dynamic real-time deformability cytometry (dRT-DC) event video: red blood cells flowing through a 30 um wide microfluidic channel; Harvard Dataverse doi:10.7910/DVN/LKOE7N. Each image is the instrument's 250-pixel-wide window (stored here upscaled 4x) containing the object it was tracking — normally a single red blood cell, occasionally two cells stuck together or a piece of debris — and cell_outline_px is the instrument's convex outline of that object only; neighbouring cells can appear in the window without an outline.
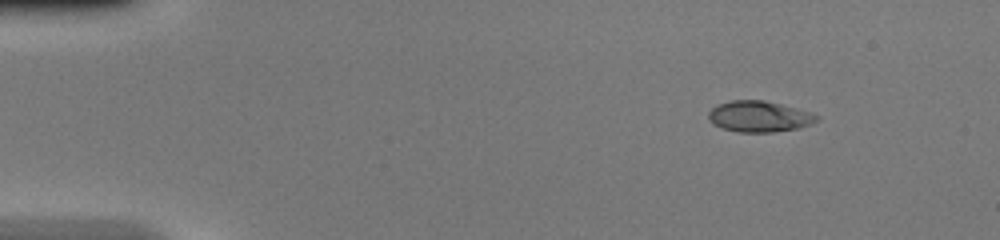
{"species": "common noctule bat (a hibernating species)", "species_latin": "Nyctalus noctula", "temperature_condition": "warm", "stored_images_in_passage": 6, "camera_frame_rate_fps": 3000, "um_per_image_px": 0.085, "animal": {"sex": "female", "body_mass_g": 20.0, "forearm_length_mm": 54.0}, "frame": {"image": 1, "passage_image": 1, "time_ms": 0.0, "image_size_px": [1000, 240], "cell_outline_px": [[820, 116], [812, 124], [800, 128], [772, 132], [736, 132], [712, 124], [708, 120], [708, 112], [716, 104], [732, 100], [764, 100], [812, 112]], "centroid_in_image_um": [64.52, 9.9], "position_along_channel_um": 20.5, "area_um2": 19.71}}